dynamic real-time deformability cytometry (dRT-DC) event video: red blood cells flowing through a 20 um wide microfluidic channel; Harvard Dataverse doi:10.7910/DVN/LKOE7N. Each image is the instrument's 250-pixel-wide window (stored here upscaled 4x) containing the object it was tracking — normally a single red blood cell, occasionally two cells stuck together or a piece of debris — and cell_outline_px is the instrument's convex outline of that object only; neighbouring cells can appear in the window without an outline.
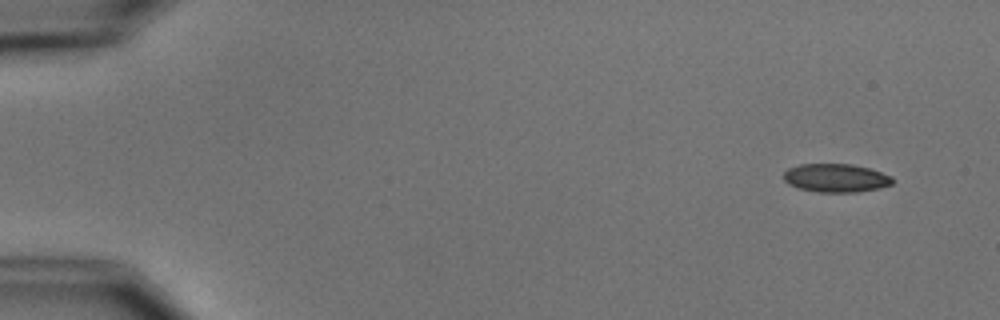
{"species": "common noctule bat (a hibernating species)", "species_latin": "Nyctalus noctula", "temperature_condition": "cold", "stored_images_in_passage": 4, "camera_frame_rate_fps": 3000, "um_per_image_px": 0.085, "animal": {"sex": "male", "body_mass_g": 15.6}, "frame": {"image": 1, "passage_image": 1, "time_ms": 0.0, "image_size_px": [1000, 320], "cell_outline_px": [[892, 184], [880, 188], [856, 192], [820, 192], [796, 188], [788, 184], [784, 180], [784, 172], [788, 168], [800, 164], [852, 164], [868, 168], [892, 176]], "centroid_in_image_um": [71.02, 15.13], "position_along_channel_um": 14.0, "area_um2": 18.03}}